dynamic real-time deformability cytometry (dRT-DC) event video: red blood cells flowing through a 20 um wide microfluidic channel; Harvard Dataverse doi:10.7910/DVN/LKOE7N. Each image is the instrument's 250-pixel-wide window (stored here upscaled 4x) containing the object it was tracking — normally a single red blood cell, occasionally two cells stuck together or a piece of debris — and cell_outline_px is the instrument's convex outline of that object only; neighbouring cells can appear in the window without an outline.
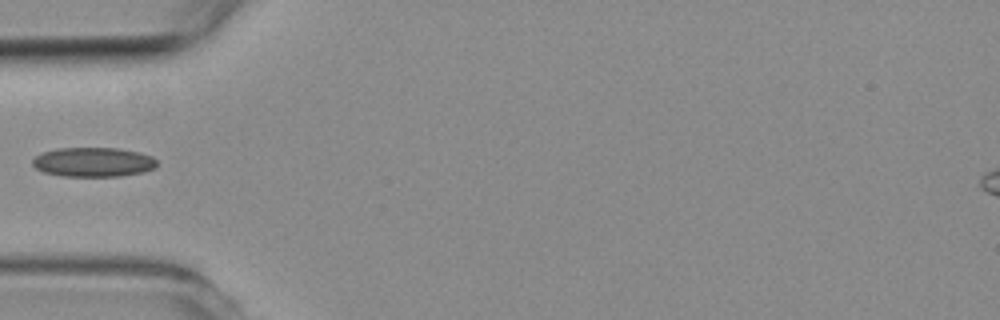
{"species": "common noctule bat (a hibernating species)", "species_latin": "Nyctalus noctula", "temperature_condition": "room temperature", "stored_images_in_passage": 5, "camera_frame_rate_fps": 3000, "um_per_image_px": 0.085, "animal": {"sex": "female", "body_mass_g": 19.3, "forearm_length_mm": 54.1}, "frame": {"image": 1, "passage_image": 4, "time_ms": 4.333, "image_size_px": [1000, 320], "cell_outline_px": [[156, 168], [140, 172], [120, 176], [60, 176], [44, 172], [36, 168], [32, 164], [32, 160], [36, 156], [44, 152], [56, 148], [116, 148], [140, 152], [152, 156], [156, 160]], "centroid_in_image_um": [7.92, 13.77], "position_along_channel_um": 77.1, "area_um2": 21.27}}
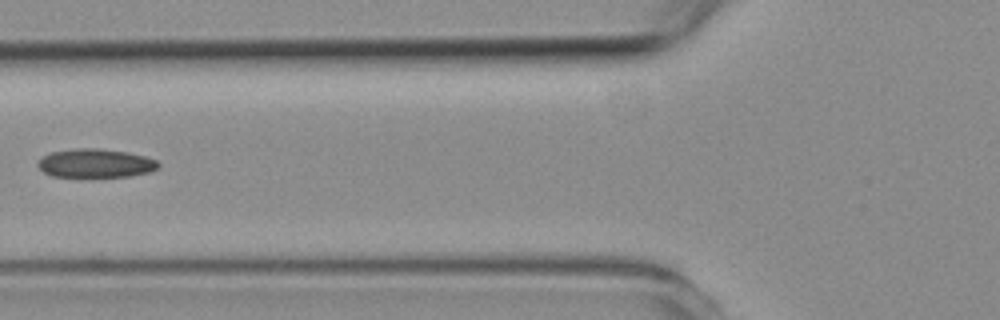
{"frame": {"image": 2, "passage_image": 5, "time_ms": 5.333, "image_size_px": [1000, 320], "cell_outline_px": [[160, 168], [152, 172], [132, 176], [52, 176], [44, 172], [36, 164], [44, 156], [52, 152], [76, 148], [96, 148], [128, 152], [144, 156], [156, 160], [160, 164]], "centroid_in_image_um": [8.18, 13.87], "position_along_channel_um": 117.6, "area_um2": 20.06}}